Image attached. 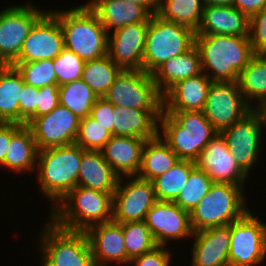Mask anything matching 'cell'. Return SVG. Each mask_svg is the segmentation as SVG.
I'll return each instance as SVG.
<instances>
[{
    "label": "cell",
    "instance_id": "obj_1",
    "mask_svg": "<svg viewBox=\"0 0 266 266\" xmlns=\"http://www.w3.org/2000/svg\"><path fill=\"white\" fill-rule=\"evenodd\" d=\"M195 45L200 52L202 72L211 81H238L254 55L249 37L196 35Z\"/></svg>",
    "mask_w": 266,
    "mask_h": 266
},
{
    "label": "cell",
    "instance_id": "obj_2",
    "mask_svg": "<svg viewBox=\"0 0 266 266\" xmlns=\"http://www.w3.org/2000/svg\"><path fill=\"white\" fill-rule=\"evenodd\" d=\"M113 194L76 186L49 211L48 219L62 229L85 232L113 220Z\"/></svg>",
    "mask_w": 266,
    "mask_h": 266
},
{
    "label": "cell",
    "instance_id": "obj_3",
    "mask_svg": "<svg viewBox=\"0 0 266 266\" xmlns=\"http://www.w3.org/2000/svg\"><path fill=\"white\" fill-rule=\"evenodd\" d=\"M83 151L75 143L38 151L36 180L41 193L51 202V209L78 186Z\"/></svg>",
    "mask_w": 266,
    "mask_h": 266
},
{
    "label": "cell",
    "instance_id": "obj_4",
    "mask_svg": "<svg viewBox=\"0 0 266 266\" xmlns=\"http://www.w3.org/2000/svg\"><path fill=\"white\" fill-rule=\"evenodd\" d=\"M50 11L59 20L65 48L73 51L84 61L107 55L108 33L87 3L70 9Z\"/></svg>",
    "mask_w": 266,
    "mask_h": 266
},
{
    "label": "cell",
    "instance_id": "obj_5",
    "mask_svg": "<svg viewBox=\"0 0 266 266\" xmlns=\"http://www.w3.org/2000/svg\"><path fill=\"white\" fill-rule=\"evenodd\" d=\"M217 133L203 111H162L159 118V136L182 160L195 161Z\"/></svg>",
    "mask_w": 266,
    "mask_h": 266
},
{
    "label": "cell",
    "instance_id": "obj_6",
    "mask_svg": "<svg viewBox=\"0 0 266 266\" xmlns=\"http://www.w3.org/2000/svg\"><path fill=\"white\" fill-rule=\"evenodd\" d=\"M243 190L244 187L230 183H213L189 213L193 232L229 225L243 217L250 210Z\"/></svg>",
    "mask_w": 266,
    "mask_h": 266
},
{
    "label": "cell",
    "instance_id": "obj_7",
    "mask_svg": "<svg viewBox=\"0 0 266 266\" xmlns=\"http://www.w3.org/2000/svg\"><path fill=\"white\" fill-rule=\"evenodd\" d=\"M191 28L152 15L146 32L143 70L152 74L161 64L181 55L195 45Z\"/></svg>",
    "mask_w": 266,
    "mask_h": 266
},
{
    "label": "cell",
    "instance_id": "obj_8",
    "mask_svg": "<svg viewBox=\"0 0 266 266\" xmlns=\"http://www.w3.org/2000/svg\"><path fill=\"white\" fill-rule=\"evenodd\" d=\"M40 235L41 266H96L85 232L62 229L48 219Z\"/></svg>",
    "mask_w": 266,
    "mask_h": 266
},
{
    "label": "cell",
    "instance_id": "obj_9",
    "mask_svg": "<svg viewBox=\"0 0 266 266\" xmlns=\"http://www.w3.org/2000/svg\"><path fill=\"white\" fill-rule=\"evenodd\" d=\"M104 97L116 107L163 110V96L144 70H123Z\"/></svg>",
    "mask_w": 266,
    "mask_h": 266
},
{
    "label": "cell",
    "instance_id": "obj_10",
    "mask_svg": "<svg viewBox=\"0 0 266 266\" xmlns=\"http://www.w3.org/2000/svg\"><path fill=\"white\" fill-rule=\"evenodd\" d=\"M229 266H258L266 259V222L249 210L230 224Z\"/></svg>",
    "mask_w": 266,
    "mask_h": 266
},
{
    "label": "cell",
    "instance_id": "obj_11",
    "mask_svg": "<svg viewBox=\"0 0 266 266\" xmlns=\"http://www.w3.org/2000/svg\"><path fill=\"white\" fill-rule=\"evenodd\" d=\"M47 11L30 2L0 10V65H11L34 24Z\"/></svg>",
    "mask_w": 266,
    "mask_h": 266
},
{
    "label": "cell",
    "instance_id": "obj_12",
    "mask_svg": "<svg viewBox=\"0 0 266 266\" xmlns=\"http://www.w3.org/2000/svg\"><path fill=\"white\" fill-rule=\"evenodd\" d=\"M252 110L237 81H212L203 113L218 133L244 118Z\"/></svg>",
    "mask_w": 266,
    "mask_h": 266
},
{
    "label": "cell",
    "instance_id": "obj_13",
    "mask_svg": "<svg viewBox=\"0 0 266 266\" xmlns=\"http://www.w3.org/2000/svg\"><path fill=\"white\" fill-rule=\"evenodd\" d=\"M262 129V117L253 109L244 118L220 132L233 158L248 175L260 160L258 158L264 136Z\"/></svg>",
    "mask_w": 266,
    "mask_h": 266
},
{
    "label": "cell",
    "instance_id": "obj_14",
    "mask_svg": "<svg viewBox=\"0 0 266 266\" xmlns=\"http://www.w3.org/2000/svg\"><path fill=\"white\" fill-rule=\"evenodd\" d=\"M156 201L152 182L138 176L120 177L113 194V221H143Z\"/></svg>",
    "mask_w": 266,
    "mask_h": 266
},
{
    "label": "cell",
    "instance_id": "obj_15",
    "mask_svg": "<svg viewBox=\"0 0 266 266\" xmlns=\"http://www.w3.org/2000/svg\"><path fill=\"white\" fill-rule=\"evenodd\" d=\"M80 119L67 107L58 105L50 113L35 117L31 129L38 150L75 143Z\"/></svg>",
    "mask_w": 266,
    "mask_h": 266
},
{
    "label": "cell",
    "instance_id": "obj_16",
    "mask_svg": "<svg viewBox=\"0 0 266 266\" xmlns=\"http://www.w3.org/2000/svg\"><path fill=\"white\" fill-rule=\"evenodd\" d=\"M65 48L64 35L58 18L48 11L34 24L14 62L55 59Z\"/></svg>",
    "mask_w": 266,
    "mask_h": 266
},
{
    "label": "cell",
    "instance_id": "obj_17",
    "mask_svg": "<svg viewBox=\"0 0 266 266\" xmlns=\"http://www.w3.org/2000/svg\"><path fill=\"white\" fill-rule=\"evenodd\" d=\"M144 222L158 246L171 245V240L177 242L193 236L189 212L173 201L157 200L146 214Z\"/></svg>",
    "mask_w": 266,
    "mask_h": 266
},
{
    "label": "cell",
    "instance_id": "obj_18",
    "mask_svg": "<svg viewBox=\"0 0 266 266\" xmlns=\"http://www.w3.org/2000/svg\"><path fill=\"white\" fill-rule=\"evenodd\" d=\"M195 165L199 170L205 171L213 183L245 187L249 176L233 158L221 133H217L203 148Z\"/></svg>",
    "mask_w": 266,
    "mask_h": 266
},
{
    "label": "cell",
    "instance_id": "obj_19",
    "mask_svg": "<svg viewBox=\"0 0 266 266\" xmlns=\"http://www.w3.org/2000/svg\"><path fill=\"white\" fill-rule=\"evenodd\" d=\"M148 26L149 22L133 23L108 34L107 55L122 70H143Z\"/></svg>",
    "mask_w": 266,
    "mask_h": 266
},
{
    "label": "cell",
    "instance_id": "obj_20",
    "mask_svg": "<svg viewBox=\"0 0 266 266\" xmlns=\"http://www.w3.org/2000/svg\"><path fill=\"white\" fill-rule=\"evenodd\" d=\"M85 233L96 266H108L112 262L129 266L131 259L127 256L125 248L123 223L112 220L94 225Z\"/></svg>",
    "mask_w": 266,
    "mask_h": 266
},
{
    "label": "cell",
    "instance_id": "obj_21",
    "mask_svg": "<svg viewBox=\"0 0 266 266\" xmlns=\"http://www.w3.org/2000/svg\"><path fill=\"white\" fill-rule=\"evenodd\" d=\"M190 266H229L230 224L193 232Z\"/></svg>",
    "mask_w": 266,
    "mask_h": 266
},
{
    "label": "cell",
    "instance_id": "obj_22",
    "mask_svg": "<svg viewBox=\"0 0 266 266\" xmlns=\"http://www.w3.org/2000/svg\"><path fill=\"white\" fill-rule=\"evenodd\" d=\"M211 83L204 72L177 82L163 95V112L203 111Z\"/></svg>",
    "mask_w": 266,
    "mask_h": 266
},
{
    "label": "cell",
    "instance_id": "obj_23",
    "mask_svg": "<svg viewBox=\"0 0 266 266\" xmlns=\"http://www.w3.org/2000/svg\"><path fill=\"white\" fill-rule=\"evenodd\" d=\"M213 34L249 37V18L234 6L204 5L196 35Z\"/></svg>",
    "mask_w": 266,
    "mask_h": 266
},
{
    "label": "cell",
    "instance_id": "obj_24",
    "mask_svg": "<svg viewBox=\"0 0 266 266\" xmlns=\"http://www.w3.org/2000/svg\"><path fill=\"white\" fill-rule=\"evenodd\" d=\"M86 3L95 12L108 34L125 25L149 22L153 15L143 5L122 0H90Z\"/></svg>",
    "mask_w": 266,
    "mask_h": 266
},
{
    "label": "cell",
    "instance_id": "obj_25",
    "mask_svg": "<svg viewBox=\"0 0 266 266\" xmlns=\"http://www.w3.org/2000/svg\"><path fill=\"white\" fill-rule=\"evenodd\" d=\"M146 141L131 136H112L101 152L119 177L137 176Z\"/></svg>",
    "mask_w": 266,
    "mask_h": 266
},
{
    "label": "cell",
    "instance_id": "obj_26",
    "mask_svg": "<svg viewBox=\"0 0 266 266\" xmlns=\"http://www.w3.org/2000/svg\"><path fill=\"white\" fill-rule=\"evenodd\" d=\"M163 110H139L114 106L113 136H131L150 140L158 135Z\"/></svg>",
    "mask_w": 266,
    "mask_h": 266
},
{
    "label": "cell",
    "instance_id": "obj_27",
    "mask_svg": "<svg viewBox=\"0 0 266 266\" xmlns=\"http://www.w3.org/2000/svg\"><path fill=\"white\" fill-rule=\"evenodd\" d=\"M202 73L199 49L194 45L185 53L170 58L161 64L152 77L163 96L174 84Z\"/></svg>",
    "mask_w": 266,
    "mask_h": 266
},
{
    "label": "cell",
    "instance_id": "obj_28",
    "mask_svg": "<svg viewBox=\"0 0 266 266\" xmlns=\"http://www.w3.org/2000/svg\"><path fill=\"white\" fill-rule=\"evenodd\" d=\"M119 178L104 159L101 151H83L78 172V186L114 193Z\"/></svg>",
    "mask_w": 266,
    "mask_h": 266
},
{
    "label": "cell",
    "instance_id": "obj_29",
    "mask_svg": "<svg viewBox=\"0 0 266 266\" xmlns=\"http://www.w3.org/2000/svg\"><path fill=\"white\" fill-rule=\"evenodd\" d=\"M38 149L31 129L23 125L10 140L8 151L1 169H8L16 174L35 172Z\"/></svg>",
    "mask_w": 266,
    "mask_h": 266
},
{
    "label": "cell",
    "instance_id": "obj_30",
    "mask_svg": "<svg viewBox=\"0 0 266 266\" xmlns=\"http://www.w3.org/2000/svg\"><path fill=\"white\" fill-rule=\"evenodd\" d=\"M179 160L180 158L158 134L155 138L145 142L137 176L152 182L172 168Z\"/></svg>",
    "mask_w": 266,
    "mask_h": 266
},
{
    "label": "cell",
    "instance_id": "obj_31",
    "mask_svg": "<svg viewBox=\"0 0 266 266\" xmlns=\"http://www.w3.org/2000/svg\"><path fill=\"white\" fill-rule=\"evenodd\" d=\"M24 80L11 65H0V123L19 124V100Z\"/></svg>",
    "mask_w": 266,
    "mask_h": 266
},
{
    "label": "cell",
    "instance_id": "obj_32",
    "mask_svg": "<svg viewBox=\"0 0 266 266\" xmlns=\"http://www.w3.org/2000/svg\"><path fill=\"white\" fill-rule=\"evenodd\" d=\"M237 82L243 97L253 109L266 101V58L263 54L252 56ZM254 100L257 103H253Z\"/></svg>",
    "mask_w": 266,
    "mask_h": 266
},
{
    "label": "cell",
    "instance_id": "obj_33",
    "mask_svg": "<svg viewBox=\"0 0 266 266\" xmlns=\"http://www.w3.org/2000/svg\"><path fill=\"white\" fill-rule=\"evenodd\" d=\"M123 70L108 56L85 61L82 80L97 97H104Z\"/></svg>",
    "mask_w": 266,
    "mask_h": 266
},
{
    "label": "cell",
    "instance_id": "obj_34",
    "mask_svg": "<svg viewBox=\"0 0 266 266\" xmlns=\"http://www.w3.org/2000/svg\"><path fill=\"white\" fill-rule=\"evenodd\" d=\"M204 9L203 0H159L157 15L197 31Z\"/></svg>",
    "mask_w": 266,
    "mask_h": 266
},
{
    "label": "cell",
    "instance_id": "obj_35",
    "mask_svg": "<svg viewBox=\"0 0 266 266\" xmlns=\"http://www.w3.org/2000/svg\"><path fill=\"white\" fill-rule=\"evenodd\" d=\"M195 167V161L180 159L167 172L155 178L152 183L156 199L174 202L183 190L191 171Z\"/></svg>",
    "mask_w": 266,
    "mask_h": 266
},
{
    "label": "cell",
    "instance_id": "obj_36",
    "mask_svg": "<svg viewBox=\"0 0 266 266\" xmlns=\"http://www.w3.org/2000/svg\"><path fill=\"white\" fill-rule=\"evenodd\" d=\"M97 98L93 90L82 79L59 86V104L67 107L79 119L91 114V109Z\"/></svg>",
    "mask_w": 266,
    "mask_h": 266
},
{
    "label": "cell",
    "instance_id": "obj_37",
    "mask_svg": "<svg viewBox=\"0 0 266 266\" xmlns=\"http://www.w3.org/2000/svg\"><path fill=\"white\" fill-rule=\"evenodd\" d=\"M123 236L127 256L131 260L158 246L144 220L123 223Z\"/></svg>",
    "mask_w": 266,
    "mask_h": 266
},
{
    "label": "cell",
    "instance_id": "obj_38",
    "mask_svg": "<svg viewBox=\"0 0 266 266\" xmlns=\"http://www.w3.org/2000/svg\"><path fill=\"white\" fill-rule=\"evenodd\" d=\"M212 184L213 181L207 176L206 172L195 167L191 171L186 185L174 202L180 208L190 213L207 194Z\"/></svg>",
    "mask_w": 266,
    "mask_h": 266
},
{
    "label": "cell",
    "instance_id": "obj_39",
    "mask_svg": "<svg viewBox=\"0 0 266 266\" xmlns=\"http://www.w3.org/2000/svg\"><path fill=\"white\" fill-rule=\"evenodd\" d=\"M22 75L24 83L41 88L48 84H57V77L53 59H44L34 62H13Z\"/></svg>",
    "mask_w": 266,
    "mask_h": 266
},
{
    "label": "cell",
    "instance_id": "obj_40",
    "mask_svg": "<svg viewBox=\"0 0 266 266\" xmlns=\"http://www.w3.org/2000/svg\"><path fill=\"white\" fill-rule=\"evenodd\" d=\"M112 136L111 132L89 115L80 119L75 144L84 150L101 151Z\"/></svg>",
    "mask_w": 266,
    "mask_h": 266
},
{
    "label": "cell",
    "instance_id": "obj_41",
    "mask_svg": "<svg viewBox=\"0 0 266 266\" xmlns=\"http://www.w3.org/2000/svg\"><path fill=\"white\" fill-rule=\"evenodd\" d=\"M84 63L73 51L64 48L53 60L58 86L81 79Z\"/></svg>",
    "mask_w": 266,
    "mask_h": 266
},
{
    "label": "cell",
    "instance_id": "obj_42",
    "mask_svg": "<svg viewBox=\"0 0 266 266\" xmlns=\"http://www.w3.org/2000/svg\"><path fill=\"white\" fill-rule=\"evenodd\" d=\"M249 40L254 54L266 51V6L249 18Z\"/></svg>",
    "mask_w": 266,
    "mask_h": 266
},
{
    "label": "cell",
    "instance_id": "obj_43",
    "mask_svg": "<svg viewBox=\"0 0 266 266\" xmlns=\"http://www.w3.org/2000/svg\"><path fill=\"white\" fill-rule=\"evenodd\" d=\"M38 88L24 84L19 100V124L28 125L36 117Z\"/></svg>",
    "mask_w": 266,
    "mask_h": 266
},
{
    "label": "cell",
    "instance_id": "obj_44",
    "mask_svg": "<svg viewBox=\"0 0 266 266\" xmlns=\"http://www.w3.org/2000/svg\"><path fill=\"white\" fill-rule=\"evenodd\" d=\"M173 255L169 247L157 246L154 250L130 260L134 266H170Z\"/></svg>",
    "mask_w": 266,
    "mask_h": 266
},
{
    "label": "cell",
    "instance_id": "obj_45",
    "mask_svg": "<svg viewBox=\"0 0 266 266\" xmlns=\"http://www.w3.org/2000/svg\"><path fill=\"white\" fill-rule=\"evenodd\" d=\"M59 105L58 84H48L38 88L36 117L50 113Z\"/></svg>",
    "mask_w": 266,
    "mask_h": 266
},
{
    "label": "cell",
    "instance_id": "obj_46",
    "mask_svg": "<svg viewBox=\"0 0 266 266\" xmlns=\"http://www.w3.org/2000/svg\"><path fill=\"white\" fill-rule=\"evenodd\" d=\"M114 105L110 103L105 97H98L94 103L90 116L99 124L104 126L113 135L114 125Z\"/></svg>",
    "mask_w": 266,
    "mask_h": 266
},
{
    "label": "cell",
    "instance_id": "obj_47",
    "mask_svg": "<svg viewBox=\"0 0 266 266\" xmlns=\"http://www.w3.org/2000/svg\"><path fill=\"white\" fill-rule=\"evenodd\" d=\"M22 126L23 125L16 123H0V165L4 162V159L6 157L11 137Z\"/></svg>",
    "mask_w": 266,
    "mask_h": 266
},
{
    "label": "cell",
    "instance_id": "obj_48",
    "mask_svg": "<svg viewBox=\"0 0 266 266\" xmlns=\"http://www.w3.org/2000/svg\"><path fill=\"white\" fill-rule=\"evenodd\" d=\"M233 6L250 18L266 6V0H234Z\"/></svg>",
    "mask_w": 266,
    "mask_h": 266
},
{
    "label": "cell",
    "instance_id": "obj_49",
    "mask_svg": "<svg viewBox=\"0 0 266 266\" xmlns=\"http://www.w3.org/2000/svg\"><path fill=\"white\" fill-rule=\"evenodd\" d=\"M145 6L152 14L157 13L159 0H122Z\"/></svg>",
    "mask_w": 266,
    "mask_h": 266
},
{
    "label": "cell",
    "instance_id": "obj_50",
    "mask_svg": "<svg viewBox=\"0 0 266 266\" xmlns=\"http://www.w3.org/2000/svg\"><path fill=\"white\" fill-rule=\"evenodd\" d=\"M204 5L233 6L234 0H203Z\"/></svg>",
    "mask_w": 266,
    "mask_h": 266
},
{
    "label": "cell",
    "instance_id": "obj_51",
    "mask_svg": "<svg viewBox=\"0 0 266 266\" xmlns=\"http://www.w3.org/2000/svg\"><path fill=\"white\" fill-rule=\"evenodd\" d=\"M256 110L260 113L263 121V128H266V101L262 103Z\"/></svg>",
    "mask_w": 266,
    "mask_h": 266
},
{
    "label": "cell",
    "instance_id": "obj_52",
    "mask_svg": "<svg viewBox=\"0 0 266 266\" xmlns=\"http://www.w3.org/2000/svg\"><path fill=\"white\" fill-rule=\"evenodd\" d=\"M264 55V57L266 58V51L262 53Z\"/></svg>",
    "mask_w": 266,
    "mask_h": 266
}]
</instances>
